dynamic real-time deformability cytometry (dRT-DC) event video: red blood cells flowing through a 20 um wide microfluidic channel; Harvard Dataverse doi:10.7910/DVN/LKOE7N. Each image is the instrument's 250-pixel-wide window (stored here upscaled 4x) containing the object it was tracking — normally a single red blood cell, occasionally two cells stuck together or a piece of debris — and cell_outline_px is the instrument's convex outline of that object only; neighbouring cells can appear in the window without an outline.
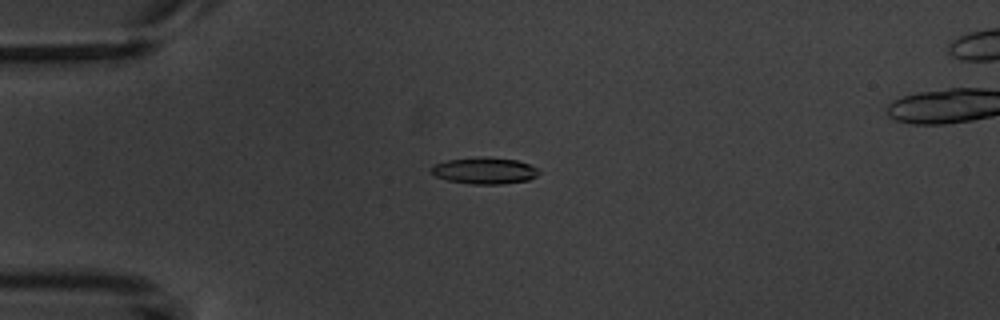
{"species": "common noctule bat (a hibernating species)", "species_latin": "Nyctalus noctula", "temperature_condition": "warm", "stored_images_in_passage": 5, "camera_frame_rate_fps": 3000, "um_per_image_px": 0.085, "animal": {"sex": "male", "body_mass_g": 20.1, "forearm_length_mm": 53.5}, "frame": {"image": 1, "passage_image": 3, "time_ms": 2.333, "image_size_px": [1000, 320], "cell_outline_px": [[540, 172], [536, 176], [528, 180], [504, 184], [472, 184], [448, 180], [436, 176], [428, 168], [436, 164], [448, 160], [480, 156], [484, 156], [516, 160], [528, 164], [536, 168]], "centroid_in_image_um": [41.18, 14.5], "position_along_channel_um": 43.8, "area_um2": 16.59}}